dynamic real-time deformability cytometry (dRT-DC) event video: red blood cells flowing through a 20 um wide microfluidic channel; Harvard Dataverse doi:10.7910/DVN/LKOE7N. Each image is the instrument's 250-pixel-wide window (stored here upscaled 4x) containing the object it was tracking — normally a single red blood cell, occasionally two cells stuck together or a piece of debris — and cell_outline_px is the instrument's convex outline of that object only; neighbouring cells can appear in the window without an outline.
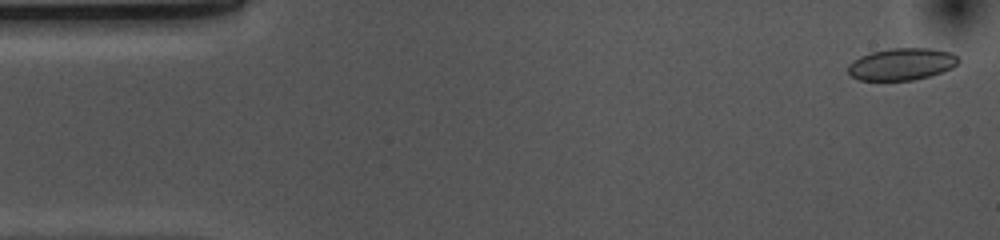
{"species": "common noctule bat (a hibernating species)", "species_latin": "Nyctalus noctula", "temperature_condition": "cold", "stored_images_in_passage": 53, "camera_frame_rate_fps": 3000, "um_per_image_px": 0.085, "animal": {"sex": "female", "body_mass_g": 10.0, "forearm_length_mm": 53.1}, "frame": {"image": 1, "passage_image": 2, "time_ms": 0.333, "image_size_px": [1000, 240], "cell_outline_px": [[960, 60], [952, 68], [928, 76], [912, 80], [860, 80], [852, 76], [848, 72], [848, 64], [852, 60], [860, 56], [872, 52], [892, 48], [928, 48], [952, 52]], "centroid_in_image_um": [76.63, 5.44], "position_along_channel_um": 8.4, "area_um2": 20.46}}
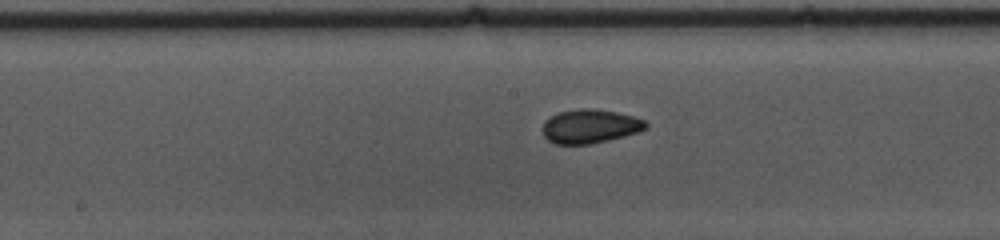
{"frame": {"image": 2, "passage_image": 26, "time_ms": 8.333, "image_size_px": [1000, 240], "cell_outline_px": [[648, 128], [624, 136], [608, 140], [588, 144], [556, 144], [548, 140], [544, 136], [544, 120], [556, 112], [576, 108], [596, 108], [616, 112], [632, 116], [644, 120], [648, 124]], "centroid_in_image_um": [50.13, 10.71], "position_along_channel_um": 198.1, "area_um2": 20.46}}
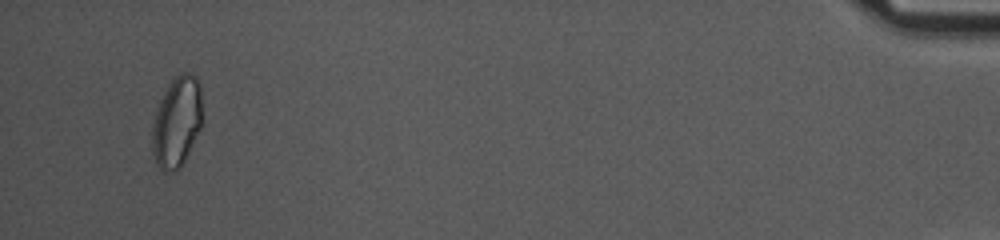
{"frame": {"image": 3, "passage_image": 51, "time_ms": 16.667, "image_size_px": [1000, 240], "cell_outline_px": [[200, 128], [180, 168], [172, 172], [160, 168], [156, 164], [152, 152], [152, 124], [160, 100], [168, 84], [180, 72], [192, 72], [196, 76], [200, 84]], "centroid_in_image_um": [15.0, 10.34], "position_along_channel_um": 420.2, "area_um2": 26.07}, "authors_computed_cell_mechanics": {"area_um2": 20.4612, "velocity_mm_per_s": 3.6868, "shape_relaxation_time_tau1_ms": 11.3063, "shape_relaxation_time_tau2_ms": 1.8204, "deformation_change_tau1": 0.1259, "deformation_change_tau2": 0.0643}}